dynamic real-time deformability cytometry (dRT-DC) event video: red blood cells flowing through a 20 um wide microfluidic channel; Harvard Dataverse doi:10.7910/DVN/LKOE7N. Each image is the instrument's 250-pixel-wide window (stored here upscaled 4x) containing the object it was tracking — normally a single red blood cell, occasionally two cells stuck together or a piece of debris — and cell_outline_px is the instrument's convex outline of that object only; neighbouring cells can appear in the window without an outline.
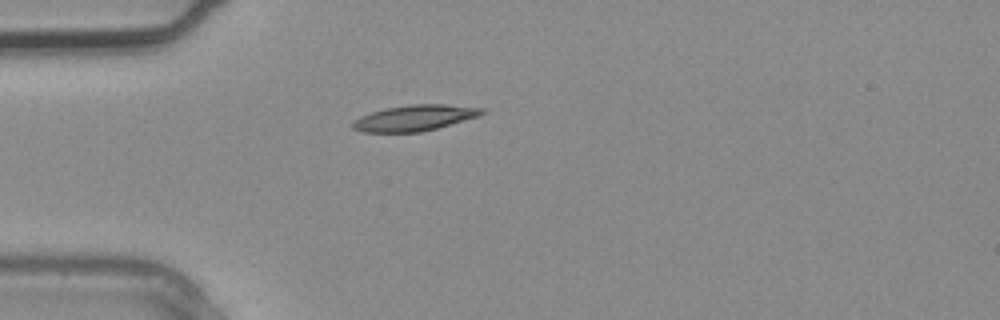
{"species": "common noctule bat (a hibernating species)", "species_latin": "Nyctalus noctula", "temperature_condition": "warm", "stored_images_in_passage": 1, "camera_frame_rate_fps": 3000, "um_per_image_px": 0.085, "animal": {"sex": "male", "body_mass_g": 20.4}, "frame": {"image": 1, "passage_image": 1, "time_ms": 0.0, "image_size_px": [1000, 320], "cell_outline_px": [[484, 112], [480, 116], [436, 128], [420, 132], [364, 132], [352, 128], [352, 120], [360, 116], [372, 112], [388, 108], [412, 104], [444, 104], [484, 108]], "centroid_in_image_um": [35.24, 10.02], "position_along_channel_um": 49.8, "area_um2": 19.31}}